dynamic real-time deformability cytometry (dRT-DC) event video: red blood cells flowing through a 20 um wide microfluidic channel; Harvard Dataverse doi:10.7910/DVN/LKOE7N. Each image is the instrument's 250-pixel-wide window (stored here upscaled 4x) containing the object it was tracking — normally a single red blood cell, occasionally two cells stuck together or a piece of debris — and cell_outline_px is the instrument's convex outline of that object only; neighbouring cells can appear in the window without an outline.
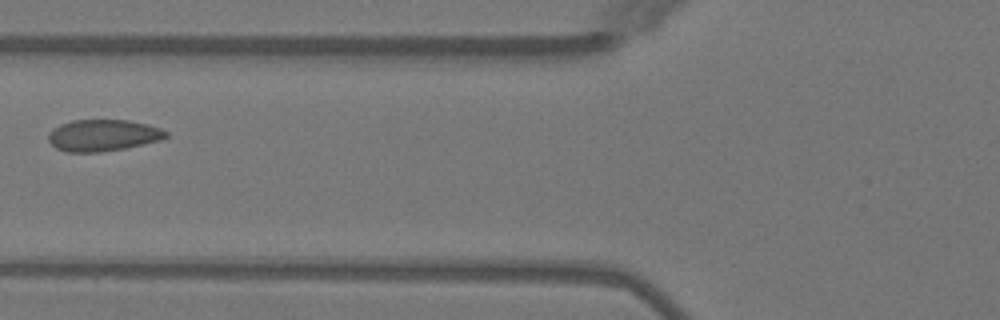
{"species": "Egyptian fruit bat (a non-hibernating species)", "species_latin": "Rousettus aegyptiacus", "temperature_condition": "warm", "stored_images_in_passage": 5, "camera_frame_rate_fps": 3000, "um_per_image_px": 0.085, "animal": {"sex": "female"}, "frame": {"image": 1, "passage_image": 5, "time_ms": 4.667, "image_size_px": [1000, 320], "cell_outline_px": [[168, 136], [160, 140], [144, 144], [124, 148], [100, 152], [68, 152], [56, 148], [48, 140], [48, 136], [52, 128], [60, 124], [72, 120], [128, 120], [148, 124], [160, 128], [168, 132]], "centroid_in_image_um": [8.75, 11.5], "position_along_channel_um": 117.0, "area_um2": 21.68}}